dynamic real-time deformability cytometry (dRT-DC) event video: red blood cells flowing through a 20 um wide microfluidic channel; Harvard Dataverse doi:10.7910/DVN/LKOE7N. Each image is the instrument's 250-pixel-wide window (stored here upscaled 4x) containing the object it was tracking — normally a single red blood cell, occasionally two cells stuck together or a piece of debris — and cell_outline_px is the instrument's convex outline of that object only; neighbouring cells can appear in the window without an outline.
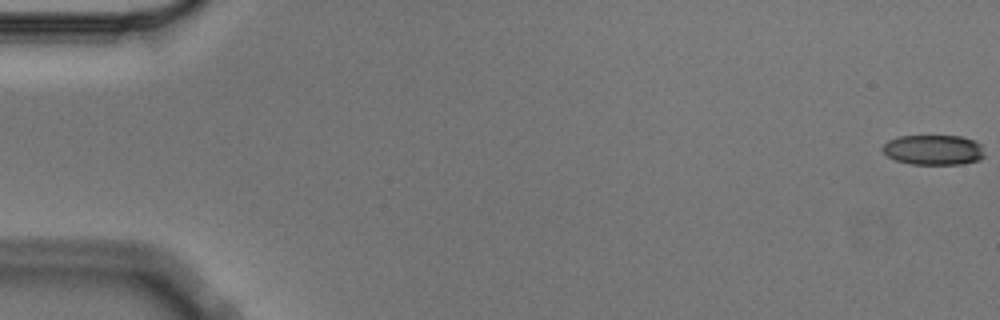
{"species": "Egyptian fruit bat (a non-hibernating species)", "species_latin": "Rousettus aegyptiacus", "temperature_condition": "cold", "stored_images_in_passage": 6, "camera_frame_rate_fps": 3000, "um_per_image_px": 0.085, "animal": {"sex": "male"}, "frame": {"image": 1, "passage_image": 1, "time_ms": 0.0, "image_size_px": [1000, 320], "cell_outline_px": [[984, 156], [980, 160], [960, 164], [912, 164], [896, 160], [888, 156], [880, 148], [888, 140], [900, 136], [960, 136], [976, 140], [980, 144]], "centroid_in_image_um": [79.34, 12.73], "position_along_channel_um": 5.7, "area_um2": 17.86}}
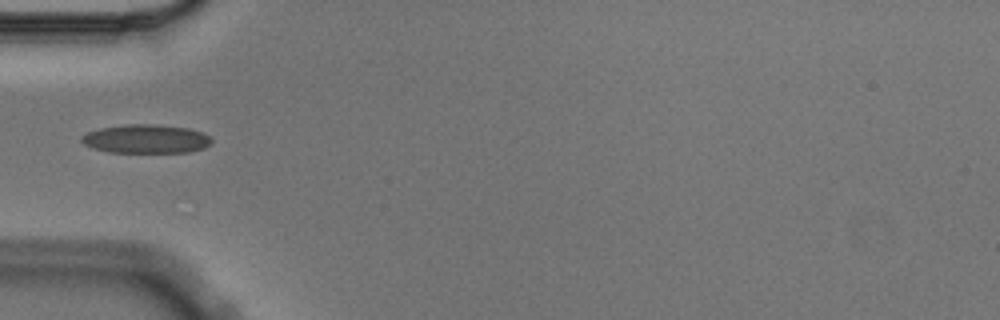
{"frame": {"image": 2, "passage_image": 6, "time_ms": 1.667, "image_size_px": [1000, 320], "cell_outline_px": [[212, 140], [204, 148], [188, 152], [108, 152], [92, 148], [84, 144], [80, 140], [80, 136], [88, 132], [100, 128], [128, 124], [152, 124], [188, 128], [204, 132], [212, 136]], "centroid_in_image_um": [12.41, 11.8], "position_along_channel_um": 72.6, "area_um2": 21.85}}